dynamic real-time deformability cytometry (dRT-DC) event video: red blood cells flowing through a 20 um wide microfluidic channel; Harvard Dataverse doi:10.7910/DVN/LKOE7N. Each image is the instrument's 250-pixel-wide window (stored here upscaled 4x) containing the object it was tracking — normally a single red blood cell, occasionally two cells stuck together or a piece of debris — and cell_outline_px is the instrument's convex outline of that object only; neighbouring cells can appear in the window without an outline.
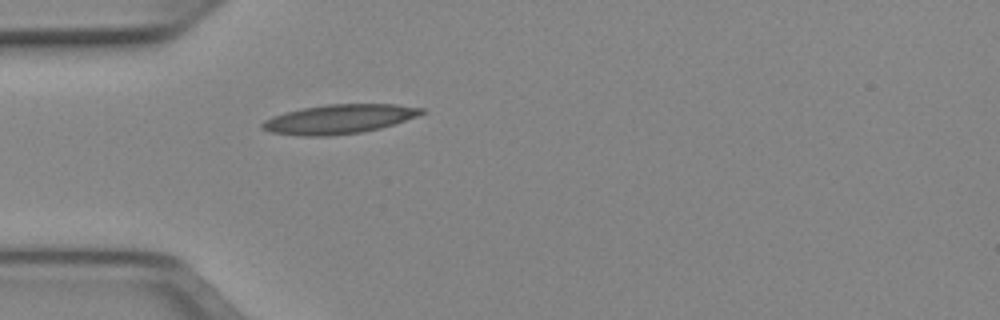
{"species": "Egyptian fruit bat (a non-hibernating species)", "species_latin": "Rousettus aegyptiacus", "temperature_condition": "cold", "stored_images_in_passage": 1, "camera_frame_rate_fps": 3000, "um_per_image_px": 0.085, "animal": {"sex": "female"}, "frame": {"image": 1, "passage_image": 1, "time_ms": 0.0, "image_size_px": [1000, 320], "cell_outline_px": [[424, 112], [416, 116], [380, 128], [360, 132], [328, 136], [296, 136], [272, 132], [260, 128], [260, 124], [264, 120], [272, 116], [284, 112], [304, 108], [328, 104], [396, 104], [424, 108]], "centroid_in_image_um": [28.76, 10.12], "position_along_channel_um": 56.2, "area_um2": 26.99}}